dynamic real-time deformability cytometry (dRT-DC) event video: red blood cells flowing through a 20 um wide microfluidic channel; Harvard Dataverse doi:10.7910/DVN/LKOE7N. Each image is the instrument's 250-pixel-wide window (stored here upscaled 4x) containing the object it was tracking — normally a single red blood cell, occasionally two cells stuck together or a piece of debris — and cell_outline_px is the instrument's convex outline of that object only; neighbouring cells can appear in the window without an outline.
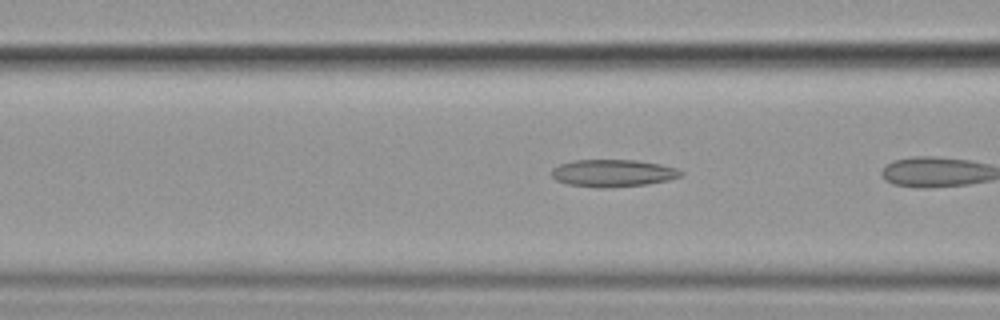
{"species": "common noctule bat (a hibernating species)", "species_latin": "Nyctalus noctula", "temperature_condition": "cold", "stored_images_in_passage": 12, "camera_frame_rate_fps": 3000, "um_per_image_px": 0.085, "animal": {"sex": "female", "body_mass_g": 19.9}, "frame": {"image": 1, "passage_image": 4, "time_ms": 1.0, "image_size_px": [1000, 320], "cell_outline_px": [[684, 172], [680, 176], [668, 180], [644, 184], [604, 188], [600, 188], [568, 184], [556, 180], [552, 176], [552, 168], [560, 164], [572, 160], [636, 160], [660, 164], [676, 168]], "centroid_in_image_um": [52.08, 14.71], "position_along_channel_um": 114.5, "area_um2": 20.4}}